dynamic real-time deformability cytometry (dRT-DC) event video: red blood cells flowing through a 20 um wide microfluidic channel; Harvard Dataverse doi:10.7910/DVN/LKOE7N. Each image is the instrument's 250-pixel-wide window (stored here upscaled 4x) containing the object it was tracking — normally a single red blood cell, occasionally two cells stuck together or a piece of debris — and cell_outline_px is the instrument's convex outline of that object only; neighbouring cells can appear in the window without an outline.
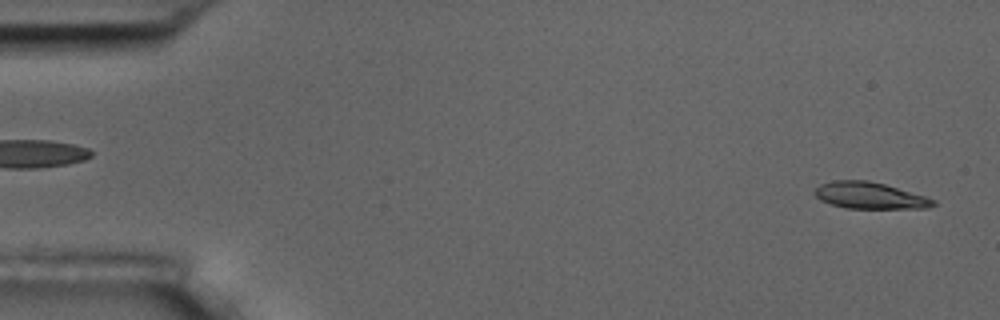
{"species": "common noctule bat (a hibernating species)", "species_latin": "Nyctalus noctula", "temperature_condition": "room temperature", "stored_images_in_passage": 5, "segment_of_instrument_passage": [2, 2], "camera_frame_rate_fps": 3000, "um_per_image_px": 0.085, "animal": {"sex": "male", "body_mass_g": 17.5, "forearm_length_mm": 52.3}, "frame": {"image": 1, "passage_image": 5, "time_ms": 5.333, "image_size_px": [1000, 320], "cell_outline_px": [[936, 204], [928, 208], [844, 208], [820, 200], [816, 196], [816, 188], [820, 184], [832, 180], [868, 180], [884, 184], [924, 196], [936, 200]], "centroid_in_image_um": [73.92, 16.62], "position_along_channel_um": 11.1, "area_um2": 18.15}}